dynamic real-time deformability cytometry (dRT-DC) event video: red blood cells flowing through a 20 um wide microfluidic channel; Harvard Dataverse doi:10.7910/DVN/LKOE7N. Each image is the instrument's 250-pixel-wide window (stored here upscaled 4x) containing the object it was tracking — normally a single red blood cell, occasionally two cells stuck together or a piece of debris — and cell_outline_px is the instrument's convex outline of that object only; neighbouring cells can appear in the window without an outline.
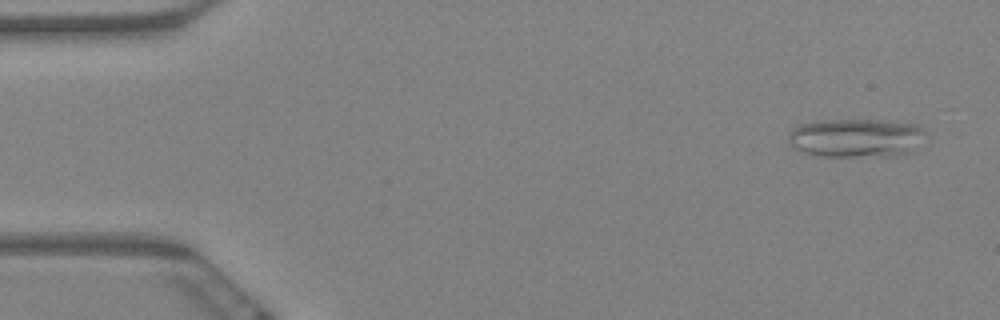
{"species": "Egyptian fruit bat (a non-hibernating species)", "species_latin": "Rousettus aegyptiacus", "temperature_condition": "warm", "stored_images_in_passage": 5, "camera_frame_rate_fps": 3000, "um_per_image_px": 0.085, "animal": {"sex": "female"}, "frame": {"image": 1, "passage_image": 1, "time_ms": 0.0, "image_size_px": [1000, 320], "cell_outline_px": [[928, 132], [916, 152], [892, 156], [820, 156], [804, 152], [788, 144], [788, 132], [792, 128], [800, 124], [828, 120], [884, 120], [920, 124]], "centroid_in_image_um": [72.87, 11.72], "position_along_channel_um": 12.1, "area_um2": 31.67}}